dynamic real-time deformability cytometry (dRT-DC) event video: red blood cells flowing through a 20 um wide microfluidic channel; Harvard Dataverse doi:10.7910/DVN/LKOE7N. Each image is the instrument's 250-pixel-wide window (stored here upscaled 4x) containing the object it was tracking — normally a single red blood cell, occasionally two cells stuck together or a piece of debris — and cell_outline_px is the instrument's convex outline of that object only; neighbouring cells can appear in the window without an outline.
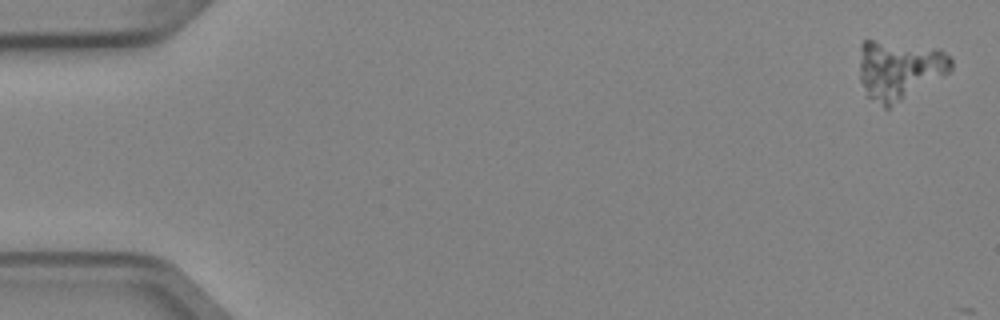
{"species": "Egyptian fruit bat (a non-hibernating species)", "species_latin": "Rousettus aegyptiacus", "temperature_condition": "cold", "stored_images_in_passage": 4, "camera_frame_rate_fps": 3000, "um_per_image_px": 0.085, "animal": {"sex": "female"}, "frame": {"image": 1, "passage_image": 1, "time_ms": 0.0, "image_size_px": [1000, 320], "cell_outline_px": [[952, 68], [944, 76], [888, 108], [884, 108], [868, 96], [860, 80], [860, 44], [864, 40], [872, 40], [940, 48], [952, 60]], "centroid_in_image_um": [76.44, 5.92], "position_along_channel_um": 8.6, "area_um2": 31.56}}